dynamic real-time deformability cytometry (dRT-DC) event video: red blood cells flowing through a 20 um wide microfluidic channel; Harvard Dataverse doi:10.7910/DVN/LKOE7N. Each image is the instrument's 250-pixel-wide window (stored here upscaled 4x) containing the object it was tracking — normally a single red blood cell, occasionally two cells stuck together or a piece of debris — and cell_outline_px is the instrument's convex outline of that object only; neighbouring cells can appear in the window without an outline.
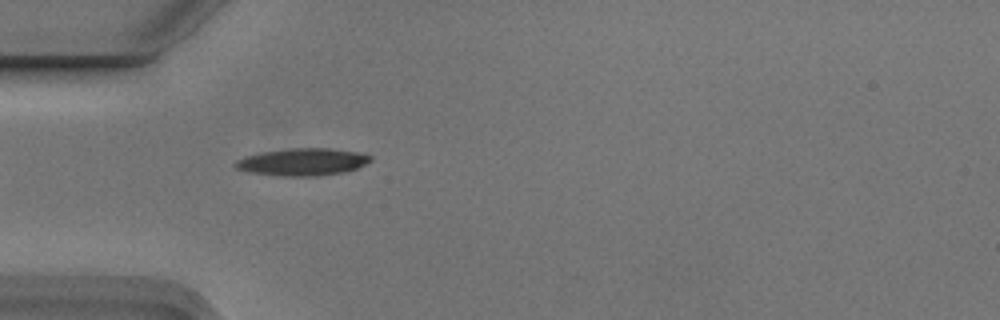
{"species": "Egyptian fruit bat (a non-hibernating species)", "species_latin": "Rousettus aegyptiacus", "temperature_condition": "cold", "stored_images_in_passage": 2, "camera_frame_rate_fps": 3000, "um_per_image_px": 0.085, "animal": {"sex": "male"}, "frame": {"image": 1, "passage_image": 2, "time_ms": 0.333, "image_size_px": [1000, 320], "cell_outline_px": [[372, 160], [356, 168], [344, 172], [320, 176], [284, 176], [248, 172], [236, 168], [232, 164], [236, 160], [244, 156], [264, 152], [292, 148], [328, 148], [360, 152], [372, 156]], "centroid_in_image_um": [25.71, 13.76], "position_along_channel_um": 59.3, "area_um2": 21.5}}